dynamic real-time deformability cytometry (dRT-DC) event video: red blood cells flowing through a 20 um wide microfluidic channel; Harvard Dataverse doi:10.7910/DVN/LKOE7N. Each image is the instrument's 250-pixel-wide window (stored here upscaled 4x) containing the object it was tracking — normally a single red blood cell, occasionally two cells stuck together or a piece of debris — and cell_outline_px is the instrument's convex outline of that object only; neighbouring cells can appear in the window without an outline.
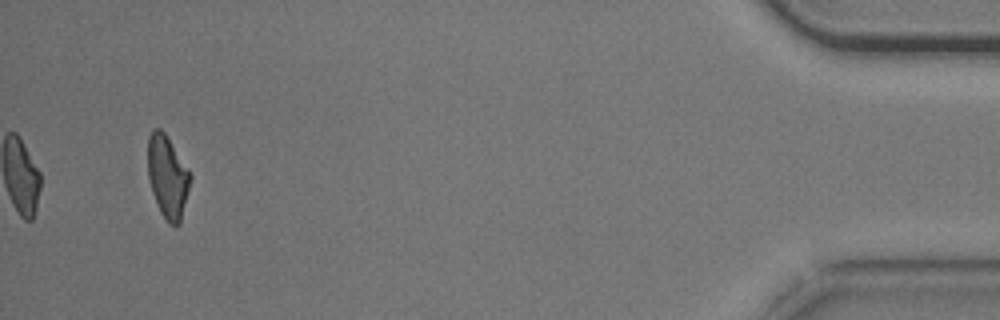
{"species": "common noctule bat (a hibernating species)", "species_latin": "Nyctalus noctula", "temperature_condition": "cold", "stored_images_in_passage": 40, "camera_frame_rate_fps": 3000, "um_per_image_px": 0.085, "animal": {"sex": "male", "body_mass_g": 20.5, "forearm_length_mm": 52.5}, "frame": {"image": 1, "passage_image": 40, "time_ms": 13.0, "image_size_px": [1000, 320], "cell_outline_px": [[192, 176], [180, 224], [168, 224], [160, 212], [156, 204], [152, 192], [148, 176], [148, 136], [152, 128], [160, 128], [164, 132]], "centroid_in_image_um": [14.22, 15.03], "position_along_channel_um": 421.0, "area_um2": 20.29}, "authors_computed_cell_mechanics": {"area_um2": 21.964, "velocity_mm_per_s": 3.7212, "shape_relaxation_time_tau1_ms": 4.5439, "shape_relaxation_time_tau2_ms": 6.428, "deformation_change_tau1": 0.1711, "deformation_change_tau2": 0.1569}}